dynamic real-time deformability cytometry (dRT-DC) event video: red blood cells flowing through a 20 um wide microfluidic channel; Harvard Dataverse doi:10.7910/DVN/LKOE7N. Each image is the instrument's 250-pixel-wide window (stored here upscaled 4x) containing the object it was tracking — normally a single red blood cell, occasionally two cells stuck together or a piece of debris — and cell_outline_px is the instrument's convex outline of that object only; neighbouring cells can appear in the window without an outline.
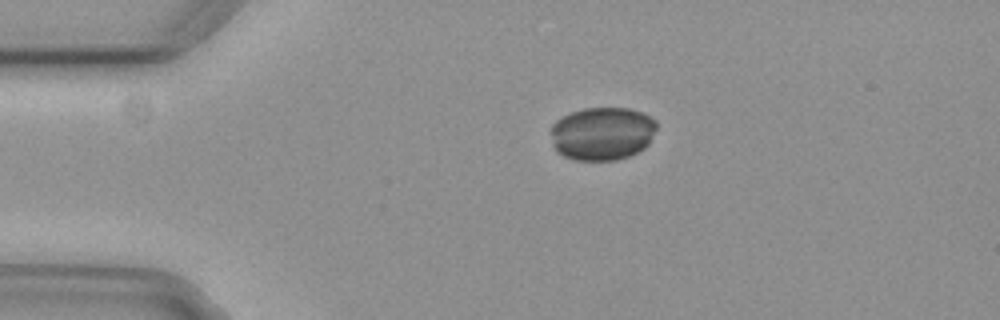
{"species": "common noctule bat (a hibernating species)", "species_latin": "Nyctalus noctula", "temperature_condition": "cold", "stored_images_in_passage": 4, "camera_frame_rate_fps": 3000, "um_per_image_px": 0.085, "animal": {"sex": "female", "body_mass_g": 29.2, "forearm_length_mm": 56.3}, "frame": {"image": 1, "passage_image": 3, "time_ms": 0.667, "image_size_px": [1000, 320], "cell_outline_px": [[656, 128], [648, 144], [644, 148], [628, 156], [616, 160], [576, 160], [564, 156], [556, 152], [552, 144], [552, 124], [556, 120], [572, 112], [584, 108], [628, 108], [640, 112], [656, 120]], "centroid_in_image_um": [51.17, 11.35], "position_along_channel_um": 33.8, "area_um2": 32.71}}